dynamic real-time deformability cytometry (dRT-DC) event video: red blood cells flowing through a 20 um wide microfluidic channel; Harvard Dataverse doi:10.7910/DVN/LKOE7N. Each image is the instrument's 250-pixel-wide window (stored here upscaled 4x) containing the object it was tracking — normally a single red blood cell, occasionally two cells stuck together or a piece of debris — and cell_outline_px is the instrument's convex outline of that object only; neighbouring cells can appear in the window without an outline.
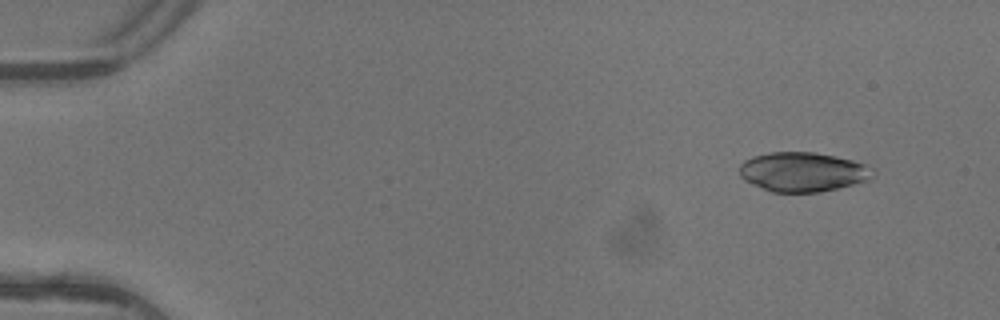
{"species": "common noctule bat (a hibernating species)", "species_latin": "Nyctalus noctula", "temperature_condition": "warm", "stored_images_in_passage": 5, "camera_frame_rate_fps": 3000, "um_per_image_px": 0.085, "animal": {"sex": "female"}, "frame": {"image": 1, "passage_image": 2, "time_ms": 0.333, "image_size_px": [1000, 320], "cell_outline_px": [[876, 168], [872, 180], [820, 192], [772, 192], [752, 184], [744, 180], [740, 176], [740, 164], [744, 160], [752, 156], [768, 152], [812, 152], [836, 156], [852, 160]], "centroid_in_image_um": [68.27, 14.61], "position_along_channel_um": 16.7, "area_um2": 30.98}}
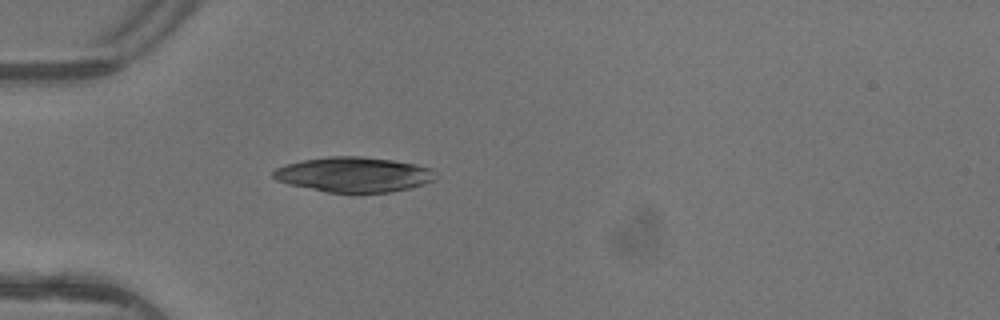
{"frame": {"image": 2, "passage_image": 5, "time_ms": 1.333, "image_size_px": [1000, 320], "cell_outline_px": [[436, 180], [424, 184], [408, 188], [388, 192], [324, 192], [288, 184], [276, 180], [272, 176], [272, 172], [276, 168], [284, 164], [300, 160], [328, 156], [364, 156], [392, 160], [416, 164], [432, 168]], "centroid_in_image_um": [30.03, 14.82], "position_along_channel_um": 55.0, "area_um2": 33.29}}